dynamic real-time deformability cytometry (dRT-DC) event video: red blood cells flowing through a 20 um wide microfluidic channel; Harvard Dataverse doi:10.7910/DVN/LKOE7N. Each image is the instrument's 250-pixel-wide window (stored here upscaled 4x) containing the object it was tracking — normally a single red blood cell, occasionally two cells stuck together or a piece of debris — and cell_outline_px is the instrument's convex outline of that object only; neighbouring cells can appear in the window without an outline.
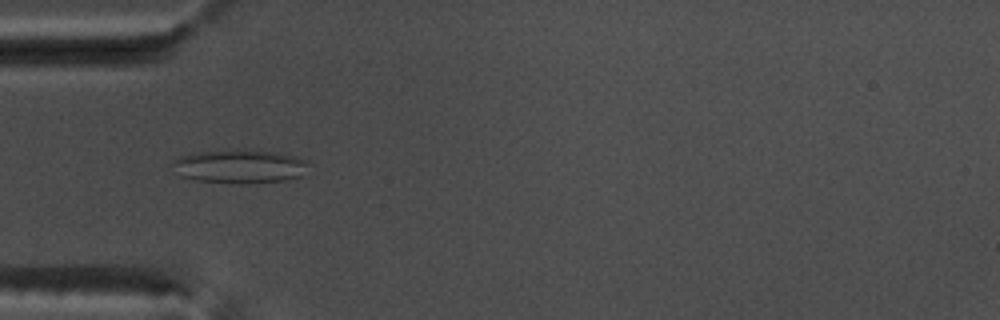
{"species": "common noctule bat (a hibernating species)", "species_latin": "Nyctalus noctula", "temperature_condition": "warm", "stored_images_in_passage": 48, "camera_frame_rate_fps": 3000, "um_per_image_px": 0.085, "animal": {"sex": "male", "body_mass_g": 17.5, "forearm_length_mm": 52.3}, "frame": {"image": 1, "passage_image": 11, "time_ms": 3.333, "image_size_px": [1000, 320], "cell_outline_px": [[308, 164], [300, 176], [284, 180], [248, 184], [228, 184], [196, 180], [180, 176], [172, 160], [180, 156], [192, 152], [272, 152], [308, 160]], "centroid_in_image_um": [20.33, 14.2], "position_along_channel_um": 64.7, "area_um2": 25.78}}
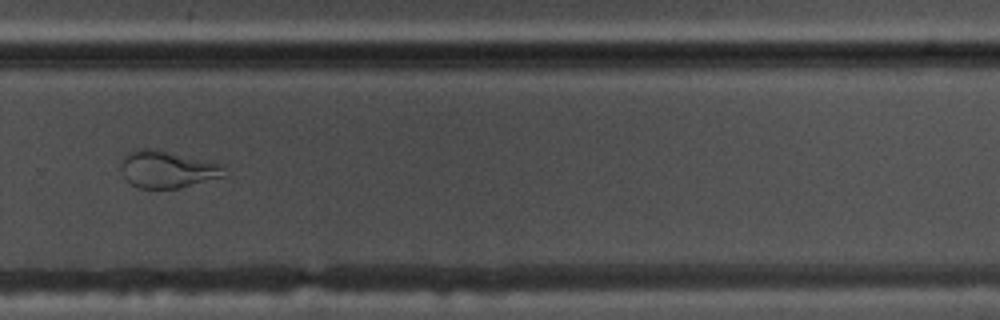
{"frame": {"image": 2, "passage_image": 31, "time_ms": 10.0, "image_size_px": [1000, 320], "cell_outline_px": [[228, 176], [180, 188], [140, 188], [132, 184], [124, 176], [120, 168], [120, 164], [124, 156], [128, 152], [140, 148], [156, 148], [224, 164]], "centroid_in_image_um": [14.28, 14.38], "position_along_channel_um": 315.5, "area_um2": 22.83}}
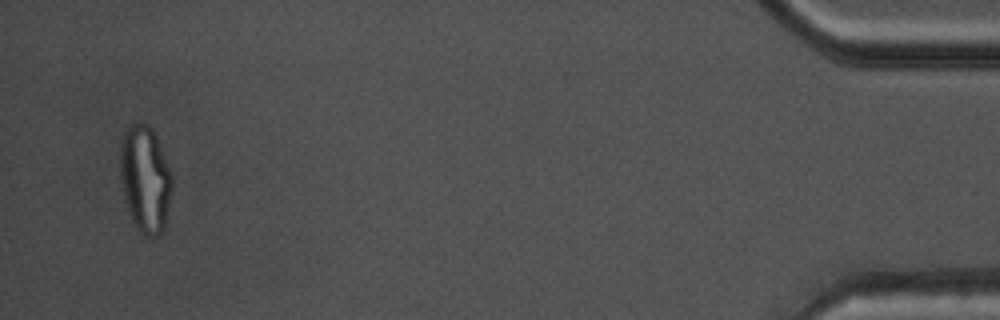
{"frame": {"image": 3, "passage_image": 46, "time_ms": 15.0, "image_size_px": [1000, 320], "cell_outline_px": [[172, 188], [164, 228], [156, 236], [144, 236], [136, 228], [132, 220], [124, 196], [120, 180], [120, 140], [124, 132], [132, 124], [148, 124], [152, 128], [172, 176]], "centroid_in_image_um": [12.32, 15.23], "position_along_channel_um": 422.9, "area_um2": 31.96}, "authors_computed_cell_mechanics": {"area_um2": 26.0389, "velocity_mm_per_s": 3.7903, "shape_relaxation_time_tau1_ms": null, "shape_relaxation_time_tau2_ms": 0.8834, "deformation_change_tau1": null, "deformation_change_tau2": 0.0847}}